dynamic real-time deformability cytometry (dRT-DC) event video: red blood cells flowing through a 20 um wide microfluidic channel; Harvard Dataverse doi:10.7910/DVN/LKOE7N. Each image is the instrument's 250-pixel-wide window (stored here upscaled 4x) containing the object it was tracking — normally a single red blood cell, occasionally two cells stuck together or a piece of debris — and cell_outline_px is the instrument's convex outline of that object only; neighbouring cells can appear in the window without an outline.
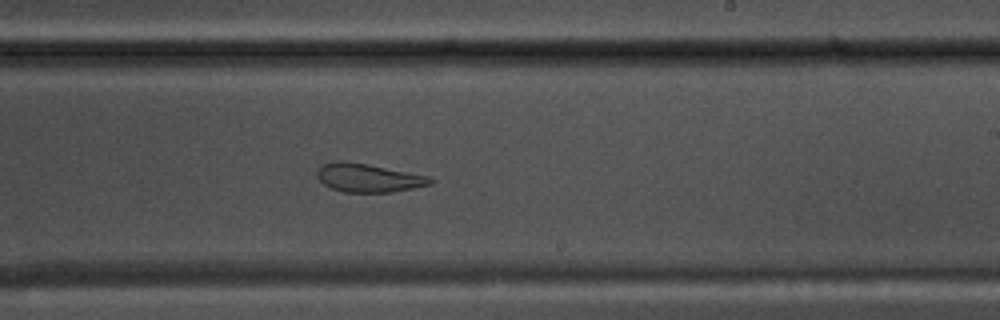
{"species": "common noctule bat (a hibernating species)", "species_latin": "Nyctalus noctula", "temperature_condition": "warm", "stored_images_in_passage": 41, "camera_frame_rate_fps": 3000, "um_per_image_px": 0.085, "animal": {"sex": "male", "body_mass_g": 17.5, "forearm_length_mm": 52.3}, "frame": {"image": 1, "passage_image": 18, "time_ms": 5.667, "image_size_px": [1000, 320], "cell_outline_px": [[436, 180], [432, 184], [392, 192], [344, 192], [332, 188], [324, 184], [316, 176], [316, 172], [324, 164], [332, 160], [344, 160], [368, 164], [432, 176]], "centroid_in_image_um": [31.35, 15.1], "position_along_channel_um": 257.7, "area_um2": 19.02}}
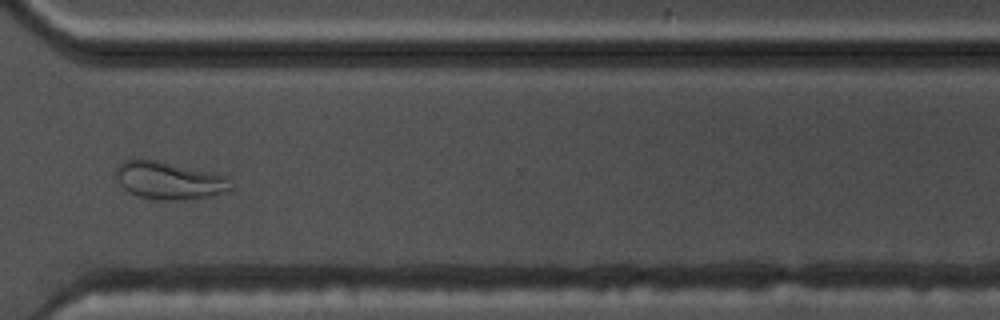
{"frame": {"image": 2, "passage_image": 26, "time_ms": 8.333, "image_size_px": [1000, 320], "cell_outline_px": [[232, 188], [216, 196], [184, 200], [160, 200], [140, 196], [128, 192], [116, 180], [116, 168], [124, 160], [156, 160], [212, 172], [228, 176]], "centroid_in_image_um": [14.41, 15.36], "position_along_channel_um": 356.2, "area_um2": 25.2}}
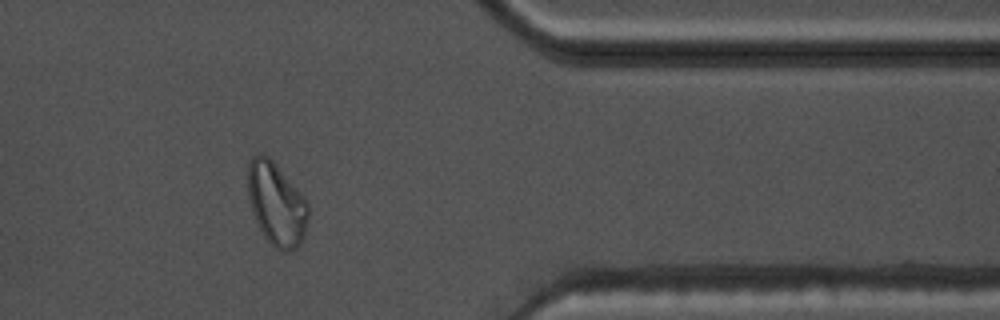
{"frame": {"image": 3, "passage_image": 30, "time_ms": 9.667, "image_size_px": [1000, 320], "cell_outline_px": [[308, 220], [304, 236], [300, 244], [296, 248], [288, 252], [280, 252], [264, 236], [252, 212], [248, 196], [248, 164], [252, 156], [264, 152], [272, 160], [304, 196], [308, 204]], "centroid_in_image_um": [23.5, 17.34], "position_along_channel_um": 387.9, "area_um2": 29.25}, "authors_computed_cell_mechanics": {"area_um2": 21.5016, "velocity_mm_per_s": 3.689, "shape_relaxation_time_tau1_ms": null, "shape_relaxation_time_tau2_ms": 1.954, "deformation_change_tau1": null, "deformation_change_tau2": 0.0885}}